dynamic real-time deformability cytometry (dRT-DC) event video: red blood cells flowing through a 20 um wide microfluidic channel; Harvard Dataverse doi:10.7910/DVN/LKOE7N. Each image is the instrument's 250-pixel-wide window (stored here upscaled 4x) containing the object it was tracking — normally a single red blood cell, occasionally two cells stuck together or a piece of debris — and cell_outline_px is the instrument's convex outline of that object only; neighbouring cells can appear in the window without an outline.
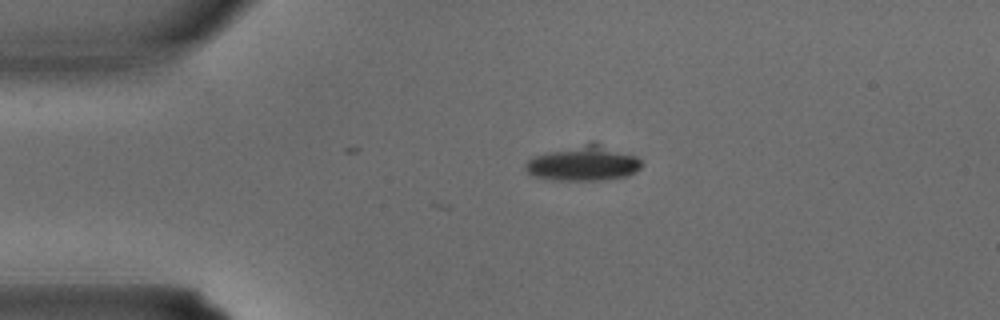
{"species": "common noctule bat (a hibernating species)", "species_latin": "Nyctalus noctula", "temperature_condition": "warm", "stored_images_in_passage": 3, "camera_frame_rate_fps": 3000, "um_per_image_px": 0.085, "animal": {"sex": "male", "body_mass_g": 15.6}, "frame": {"image": 1, "passage_image": 1, "time_ms": 0.0, "image_size_px": [1000, 320], "cell_outline_px": [[644, 164], [636, 172], [628, 176], [600, 180], [552, 180], [536, 176], [528, 172], [524, 168], [524, 164], [532, 156], [544, 152], [592, 140], [596, 140], [636, 156]], "centroid_in_image_um": [49.61, 13.84], "position_along_channel_um": 35.4, "area_um2": 24.45}}
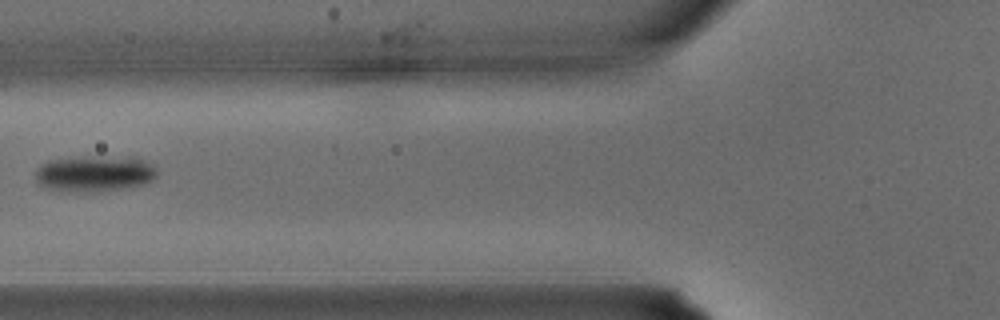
{"frame": {"image": 2, "passage_image": 3, "time_ms": 0.667, "image_size_px": [1000, 320], "cell_outline_px": [[156, 176], [152, 180], [140, 184], [124, 188], [92, 192], [60, 192], [44, 188], [36, 184], [36, 168], [40, 164], [48, 160], [72, 156], [132, 156], [144, 160], [156, 168]], "centroid_in_image_um": [7.94, 14.74], "position_along_channel_um": 117.9, "area_um2": 26.36}}